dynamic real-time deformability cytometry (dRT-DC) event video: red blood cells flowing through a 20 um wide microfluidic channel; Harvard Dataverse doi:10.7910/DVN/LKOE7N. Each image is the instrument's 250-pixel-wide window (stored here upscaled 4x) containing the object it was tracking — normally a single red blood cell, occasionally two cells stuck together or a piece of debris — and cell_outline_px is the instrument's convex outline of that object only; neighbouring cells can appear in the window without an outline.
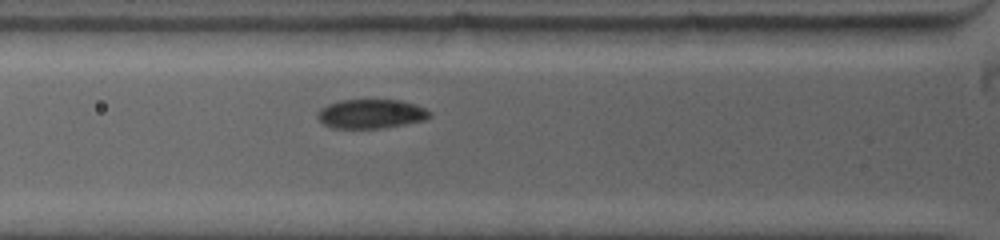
{"species": "common noctule bat (a hibernating species)", "species_latin": "Nyctalus noctula", "temperature_condition": "warm", "stored_images_in_passage": 31, "camera_frame_rate_fps": 5000, "um_per_image_px": 0.085, "animal": {"sex": "female", "body_mass_g": 19.0, "forearm_length_mm": 53.3}, "frame": {"image": 1, "passage_image": 9, "time_ms": 1.0, "image_size_px": [1000, 240], "cell_outline_px": [[432, 116], [424, 120], [404, 124], [380, 128], [332, 128], [324, 124], [316, 116], [320, 108], [328, 104], [340, 100], [400, 100], [416, 104], [432, 112]], "centroid_in_image_um": [31.54, 9.67], "position_along_channel_um": 94.3, "area_um2": 19.07}}
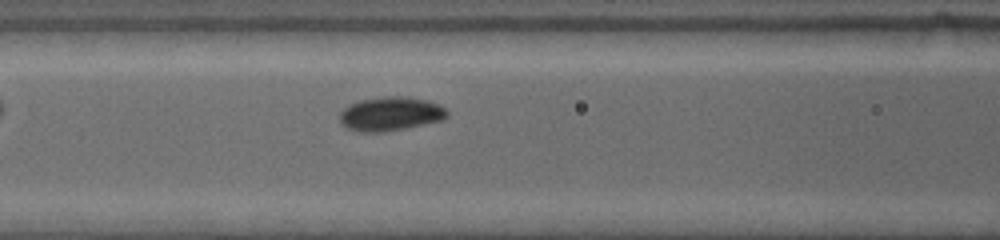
{"frame": {"image": 2, "passage_image": 18, "time_ms": 2.0, "image_size_px": [1000, 240], "cell_outline_px": [[448, 116], [440, 120], [404, 128], [380, 132], [360, 132], [348, 128], [340, 120], [340, 112], [348, 104], [360, 100], [388, 96], [404, 96], [428, 100], [440, 104], [448, 112]], "centroid_in_image_um": [33.19, 9.66], "position_along_channel_um": 133.4, "area_um2": 21.04}}
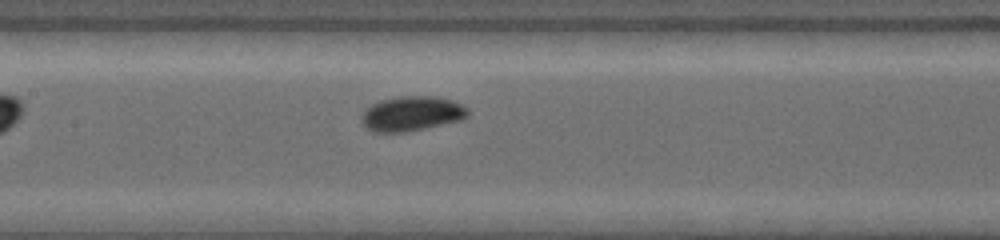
{"frame": {"image": 3, "passage_image": 26, "time_ms": 3.0, "image_size_px": [1000, 240], "cell_outline_px": [[468, 116], [460, 120], [408, 132], [372, 132], [360, 120], [364, 112], [372, 104], [380, 100], [400, 96], [432, 96], [452, 100], [468, 108]], "centroid_in_image_um": [35.0, 9.66], "position_along_channel_um": 172.4, "area_um2": 21.39}}